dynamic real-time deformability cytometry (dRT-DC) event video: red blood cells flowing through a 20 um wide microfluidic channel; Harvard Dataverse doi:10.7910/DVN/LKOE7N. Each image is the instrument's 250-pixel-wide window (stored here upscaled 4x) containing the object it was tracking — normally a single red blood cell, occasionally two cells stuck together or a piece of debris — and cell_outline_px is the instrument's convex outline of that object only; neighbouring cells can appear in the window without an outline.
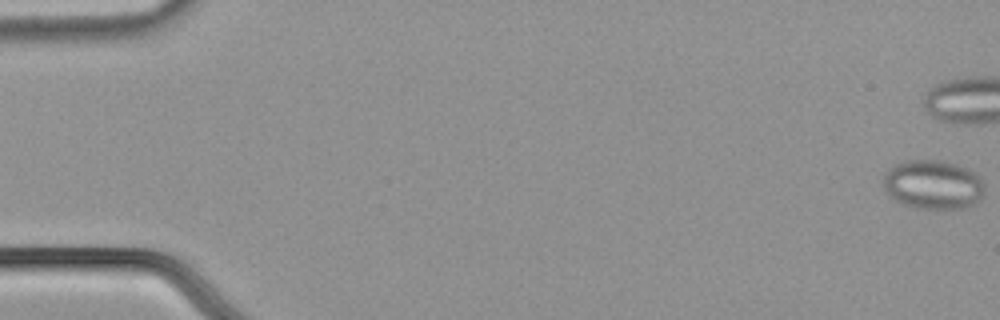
{"species": "common noctule bat (a hibernating species)", "species_latin": "Nyctalus noctula", "temperature_condition": "cold", "stored_images_in_passage": 11, "camera_frame_rate_fps": 3000, "um_per_image_px": 0.085, "animal": {"sex": "male", "body_mass_g": 21.5, "forearm_length_mm": 52.0}, "frame": {"image": 1, "passage_image": 1, "time_ms": 0.0, "image_size_px": [1000, 320], "cell_outline_px": [[984, 192], [980, 200], [964, 208], [916, 208], [904, 204], [888, 196], [884, 188], [884, 172], [892, 164], [904, 160], [940, 160], [956, 164], [968, 168], [980, 176], [984, 184]], "centroid_in_image_um": [79.29, 15.67], "position_along_channel_um": 5.7, "area_um2": 29.3}}